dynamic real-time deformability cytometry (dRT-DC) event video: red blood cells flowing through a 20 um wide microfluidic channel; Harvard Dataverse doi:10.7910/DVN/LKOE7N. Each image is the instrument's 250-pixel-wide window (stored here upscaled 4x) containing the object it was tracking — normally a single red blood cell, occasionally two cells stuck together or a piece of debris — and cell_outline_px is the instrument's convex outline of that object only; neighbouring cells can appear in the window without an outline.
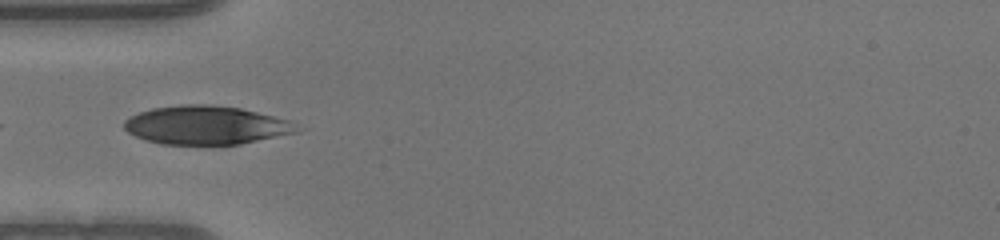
{"species": "human", "species_latin": "Homo sapiens", "temperature_condition": "warm", "stored_images_in_passage": 9, "camera_frame_rate_fps": 3000, "um_per_image_px": 0.085, "donor": {"sex": "male"}, "frame": {"image": 1, "passage_image": 1, "time_ms": 0.0, "image_size_px": [1000, 240], "cell_outline_px": [[296, 132], [240, 144], [160, 144], [144, 140], [128, 132], [124, 128], [124, 120], [140, 112], [152, 108], [180, 104], [208, 104], [240, 108], [288, 120], [296, 128]], "centroid_in_image_um": [17.43, 10.63], "position_along_channel_um": 67.6, "area_um2": 38.32}}
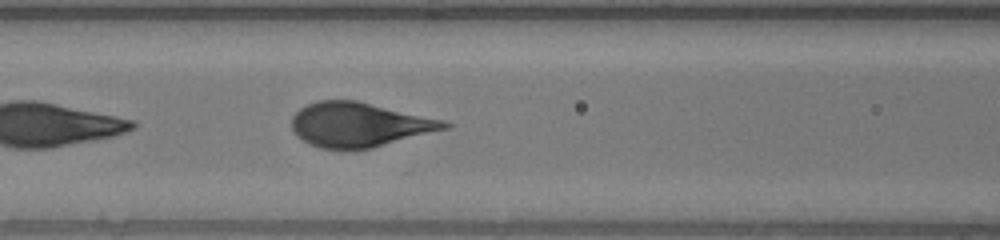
{"frame": {"image": 2, "passage_image": 6, "time_ms": 1.667, "image_size_px": [1000, 240], "cell_outline_px": [[452, 128], [372, 148], [344, 152], [320, 148], [308, 144], [296, 136], [292, 132], [292, 116], [300, 108], [308, 104], [320, 100], [356, 100], [444, 120], [452, 124]], "centroid_in_image_um": [30.53, 10.63], "position_along_channel_um": 136.1, "area_um2": 40.34}}